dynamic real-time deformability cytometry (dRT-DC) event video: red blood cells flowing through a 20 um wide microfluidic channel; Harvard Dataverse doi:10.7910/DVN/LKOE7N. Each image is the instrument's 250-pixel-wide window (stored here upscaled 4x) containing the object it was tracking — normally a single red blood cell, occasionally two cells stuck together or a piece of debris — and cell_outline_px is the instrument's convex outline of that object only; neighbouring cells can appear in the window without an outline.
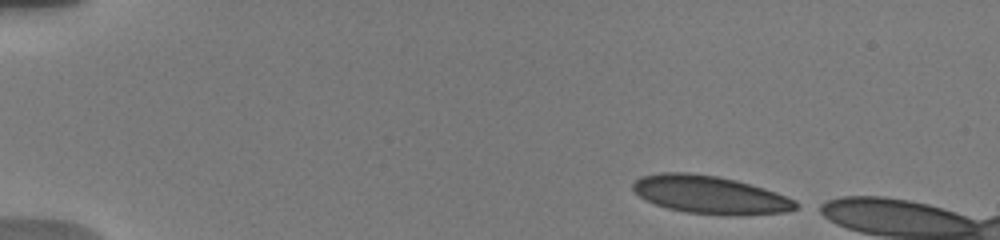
{"species": "human", "species_latin": "Homo sapiens", "temperature_condition": "warm", "stored_images_in_passage": 23, "camera_frame_rate_fps": 3000, "um_per_image_px": 0.085, "donor": {"sex": "male"}, "frame": {"image": 1, "passage_image": 1, "time_ms": 0.0, "image_size_px": [1000, 240], "cell_outline_px": [[796, 208], [784, 212], [728, 216], [688, 212], [668, 208], [656, 204], [640, 196], [632, 188], [632, 184], [640, 176], [660, 172], [688, 172], [716, 176], [736, 180], [764, 188], [776, 192], [796, 200]], "centroid_in_image_um": [60.34, 16.54], "position_along_channel_um": 24.7, "area_um2": 35.78}}